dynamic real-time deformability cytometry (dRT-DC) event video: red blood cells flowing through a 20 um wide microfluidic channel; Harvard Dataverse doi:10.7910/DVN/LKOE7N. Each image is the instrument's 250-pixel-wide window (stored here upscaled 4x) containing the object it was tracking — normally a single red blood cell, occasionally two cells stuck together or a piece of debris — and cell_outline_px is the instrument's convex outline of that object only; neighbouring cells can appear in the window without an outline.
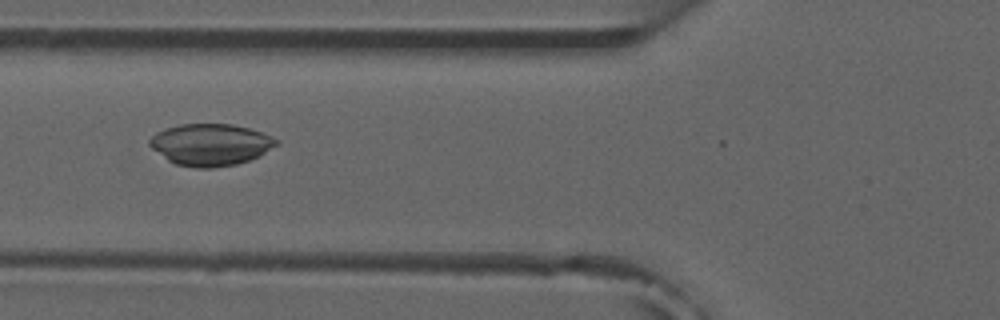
{"species": "common noctule bat (a hibernating species)", "species_latin": "Nyctalus noctula", "temperature_condition": "room temperature", "stored_images_in_passage": 6, "camera_frame_rate_fps": 3000, "um_per_image_px": 0.085, "animal": {"sex": "male", "forearm_length_mm": 52.5}, "frame": {"image": 1, "passage_image": 5, "time_ms": 4.667, "image_size_px": [1000, 320], "cell_outline_px": [[280, 144], [260, 156], [236, 164], [212, 168], [196, 168], [176, 164], [168, 160], [152, 148], [148, 144], [148, 140], [156, 132], [164, 128], [180, 124], [232, 124], [248, 128], [272, 136], [280, 140]], "centroid_in_image_um": [17.91, 12.29], "position_along_channel_um": 107.9, "area_um2": 31.04}}